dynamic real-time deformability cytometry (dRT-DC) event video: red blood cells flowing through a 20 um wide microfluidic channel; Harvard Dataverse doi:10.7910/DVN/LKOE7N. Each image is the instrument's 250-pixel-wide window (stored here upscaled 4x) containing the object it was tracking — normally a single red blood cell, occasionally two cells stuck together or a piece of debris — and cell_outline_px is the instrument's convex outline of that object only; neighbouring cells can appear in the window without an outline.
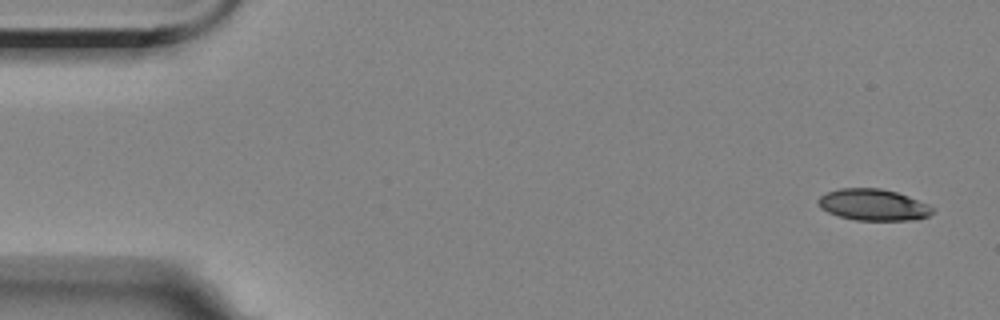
{"species": "Egyptian fruit bat (a non-hibernating species)", "species_latin": "Rousettus aegyptiacus", "temperature_condition": "room temperature", "stored_images_in_passage": 3, "segment_of_instrument_passage": [2, 2], "camera_frame_rate_fps": 3000, "um_per_image_px": 0.085, "animal": {"sex": "female"}, "frame": {"image": 1, "passage_image": 3, "time_ms": 3.0, "image_size_px": [1000, 320], "cell_outline_px": [[932, 212], [928, 216], [916, 220], [856, 220], [840, 216], [828, 212], [820, 208], [816, 200], [820, 196], [828, 192], [840, 188], [880, 188], [896, 192], [908, 196], [928, 204], [932, 208]], "centroid_in_image_um": [74.21, 17.41], "position_along_channel_um": 10.8, "area_um2": 20.87}}